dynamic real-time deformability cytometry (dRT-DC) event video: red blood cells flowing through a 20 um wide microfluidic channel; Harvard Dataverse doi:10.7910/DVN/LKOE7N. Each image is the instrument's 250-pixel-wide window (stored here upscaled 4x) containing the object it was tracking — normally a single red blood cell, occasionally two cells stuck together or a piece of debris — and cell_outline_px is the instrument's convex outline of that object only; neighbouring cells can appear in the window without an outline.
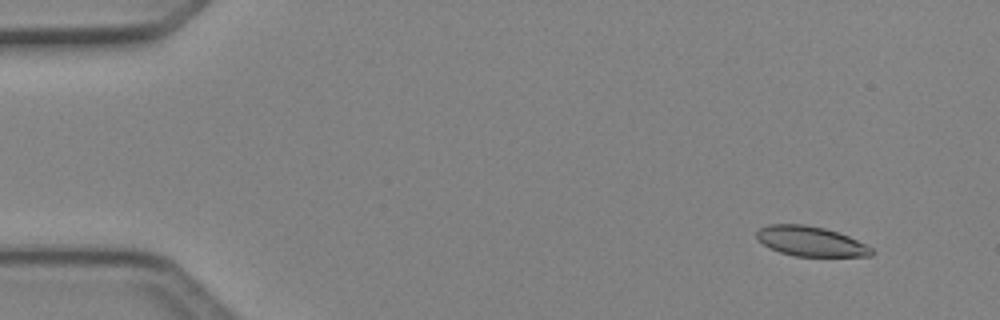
{"species": "Egyptian fruit bat (a non-hibernating species)", "species_latin": "Rousettus aegyptiacus", "temperature_condition": "cold", "stored_images_in_passage": 50, "camera_frame_rate_fps": 3000, "um_per_image_px": 0.085, "animal": {"sex": "female"}, "frame": {"image": 1, "passage_image": 5, "time_ms": 1.333, "image_size_px": [1000, 320], "cell_outline_px": [[876, 252], [872, 256], [796, 256], [780, 252], [768, 248], [756, 236], [756, 232], [760, 228], [768, 224], [804, 224], [824, 228], [848, 236], [872, 248]], "centroid_in_image_um": [68.9, 20.51], "position_along_channel_um": 16.1, "area_um2": 19.88}}
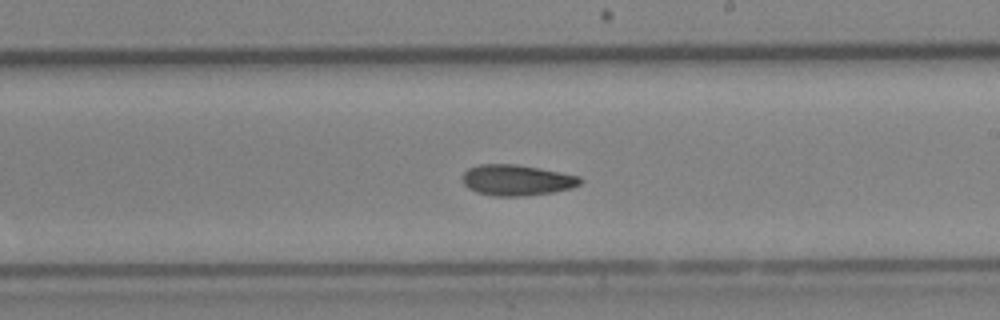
{"frame": {"image": 2, "passage_image": 30, "time_ms": 9.667, "image_size_px": [1000, 320], "cell_outline_px": [[584, 180], [580, 184], [572, 188], [552, 192], [520, 196], [492, 196], [476, 192], [468, 188], [460, 180], [464, 172], [468, 168], [480, 164], [516, 164], [540, 168], [580, 176]], "centroid_in_image_um": [43.9, 15.31], "position_along_channel_um": 245.1, "area_um2": 21.33}}
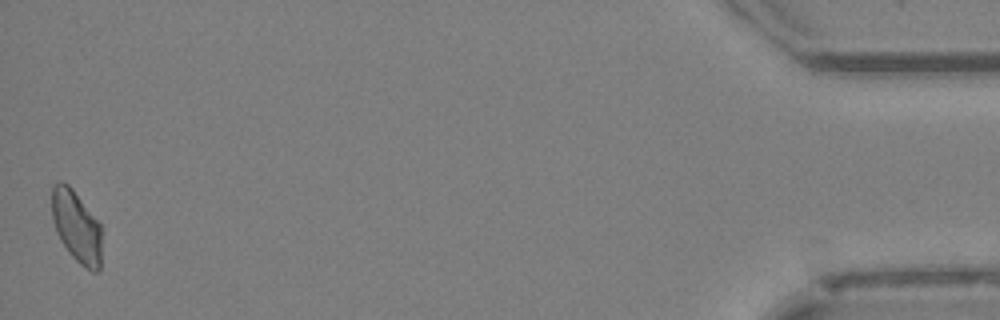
{"frame": {"image": 3, "passage_image": 50, "time_ms": 16.333, "image_size_px": [1000, 320], "cell_outline_px": [[100, 268], [96, 272], [92, 272], [80, 264], [68, 252], [60, 240], [56, 232], [52, 220], [52, 184], [60, 180], [68, 184], [72, 188], [100, 224]], "centroid_in_image_um": [6.46, 19.24], "position_along_channel_um": 428.7, "area_um2": 20.75}, "authors_computed_cell_mechanics": {"area_um2": 20.8947, "velocity_mm_per_s": 4.1076, "shape_relaxation_time_tau1_ms": 9.539, "shape_relaxation_time_tau2_ms": 8.697, "deformation_change_tau1": 0.1507, "deformation_change_tau2": 0.1359}}